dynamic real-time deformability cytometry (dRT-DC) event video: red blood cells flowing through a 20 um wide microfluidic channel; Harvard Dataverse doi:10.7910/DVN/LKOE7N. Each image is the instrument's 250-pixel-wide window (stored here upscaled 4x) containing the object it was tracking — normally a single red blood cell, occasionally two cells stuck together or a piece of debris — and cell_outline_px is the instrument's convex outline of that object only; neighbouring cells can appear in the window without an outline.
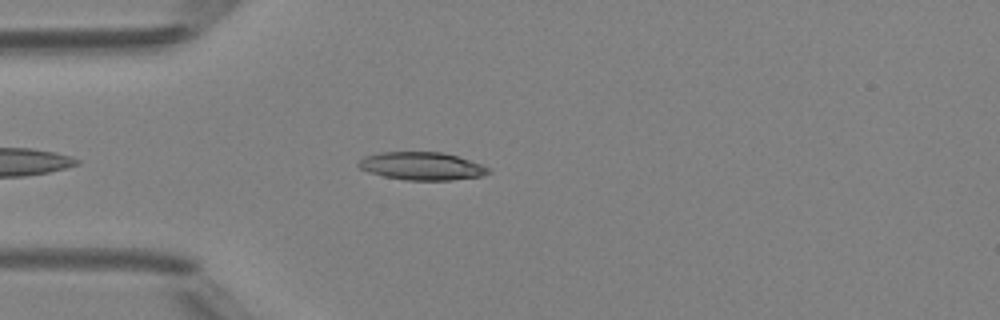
{"species": "Egyptian fruit bat (a non-hibernating species)", "species_latin": "Rousettus aegyptiacus", "temperature_condition": "room temperature", "stored_images_in_passage": 36, "camera_frame_rate_fps": 3000, "um_per_image_px": 0.085, "animal": {"sex": "female"}, "frame": {"image": 1, "passage_image": 3, "time_ms": 0.667, "image_size_px": [1000, 320], "cell_outline_px": [[492, 172], [480, 176], [452, 180], [404, 180], [384, 176], [368, 172], [360, 168], [356, 164], [364, 156], [380, 152], [444, 152], [480, 164], [488, 168]], "centroid_in_image_um": [35.82, 14.11], "position_along_channel_um": 49.2, "area_um2": 21.04}}
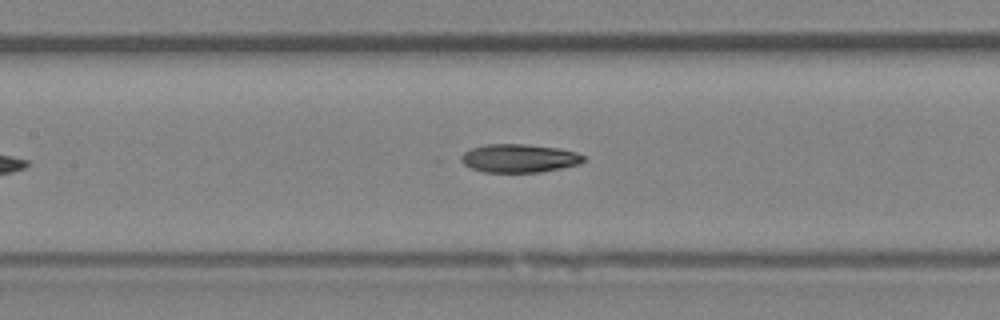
{"frame": {"image": 2, "passage_image": 12, "time_ms": 3.667, "image_size_px": [1000, 320], "cell_outline_px": [[584, 160], [580, 164], [540, 172], [484, 172], [472, 168], [456, 160], [464, 152], [472, 148], [488, 144], [524, 144], [556, 148], [576, 152], [584, 156]], "centroid_in_image_um": [44.08, 13.45], "position_along_channel_um": 163.3, "area_um2": 20.17}}
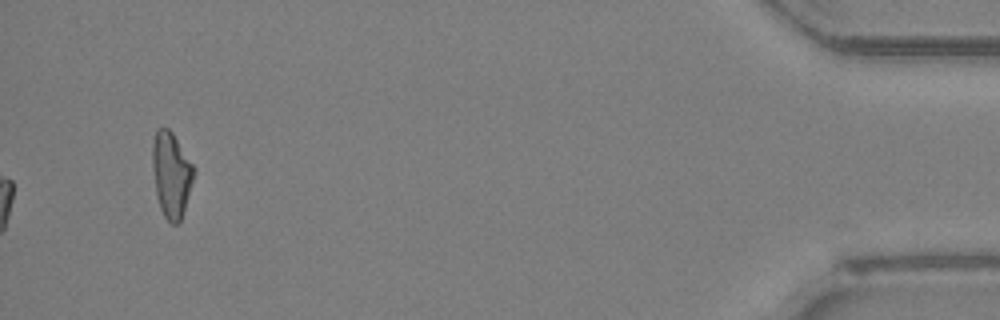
{"frame": {"image": 3, "passage_image": 36, "time_ms": 11.667, "image_size_px": [1000, 320], "cell_outline_px": [[192, 180], [184, 208], [180, 220], [176, 224], [172, 224], [164, 216], [160, 208], [156, 196], [152, 168], [152, 144], [156, 128], [168, 128], [172, 132], [192, 164]], "centroid_in_image_um": [14.5, 14.81], "position_along_channel_um": 420.7, "area_um2": 20.06}, "authors_computed_cell_mechanics": {"area_um2": 20.6924, "velocity_mm_per_s": 4.2199, "shape_relaxation_time_tau1_ms": 5.9024, "shape_relaxation_time_tau2_ms": 4.9596, "deformation_change_tau1": 0.1957, "deformation_change_tau2": 0.1292}}